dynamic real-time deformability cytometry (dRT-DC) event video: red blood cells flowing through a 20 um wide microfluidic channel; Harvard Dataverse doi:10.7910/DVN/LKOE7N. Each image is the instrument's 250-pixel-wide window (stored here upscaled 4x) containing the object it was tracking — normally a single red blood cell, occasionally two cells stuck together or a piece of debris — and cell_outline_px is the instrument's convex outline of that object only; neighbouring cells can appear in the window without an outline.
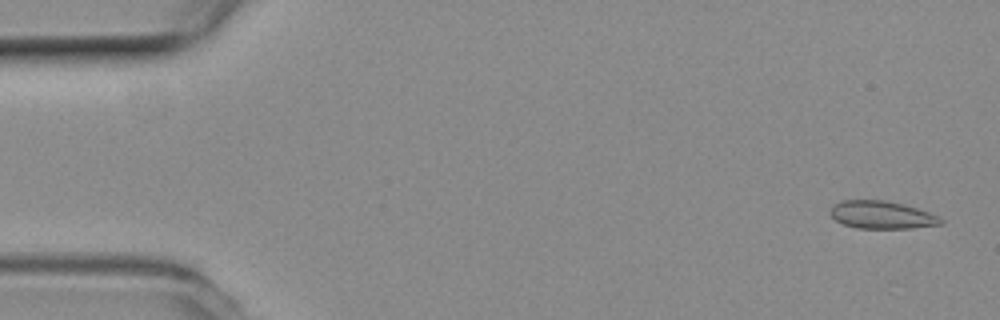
{"species": "common noctule bat (a hibernating species)", "species_latin": "Nyctalus noctula", "temperature_condition": "room temperature", "stored_images_in_passage": 6, "camera_frame_rate_fps": 3000, "um_per_image_px": 0.085, "animal": {"sex": "female", "body_mass_g": 19.3, "forearm_length_mm": 54.1}, "frame": {"image": 1, "passage_image": 1, "time_ms": 0.0, "image_size_px": [1000, 320], "cell_outline_px": [[944, 224], [912, 228], [856, 228], [844, 224], [836, 220], [828, 212], [832, 204], [840, 200], [884, 200], [904, 204], [940, 216], [944, 220]], "centroid_in_image_um": [74.94, 18.26], "position_along_channel_um": 10.1, "area_um2": 18.03}}
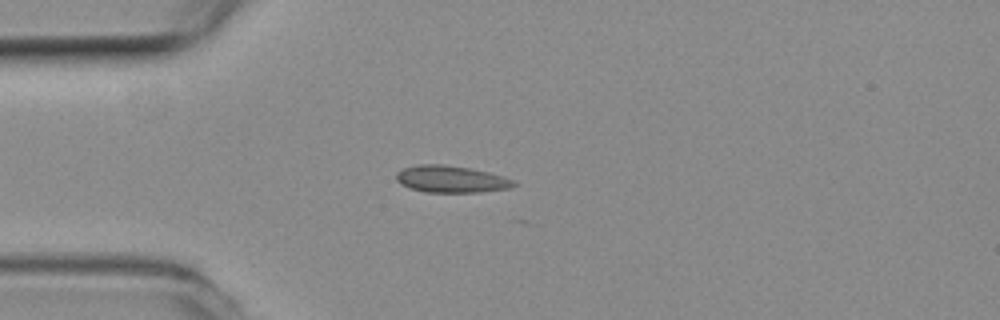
{"frame": {"image": 2, "passage_image": 4, "time_ms": 1.0, "image_size_px": [1000, 320], "cell_outline_px": [[520, 184], [508, 188], [480, 192], [424, 192], [400, 184], [396, 180], [396, 172], [404, 168], [416, 164], [444, 164], [468, 168], [488, 172], [504, 176]], "centroid_in_image_um": [38.33, 15.22], "position_along_channel_um": 46.7, "area_um2": 18.44}}
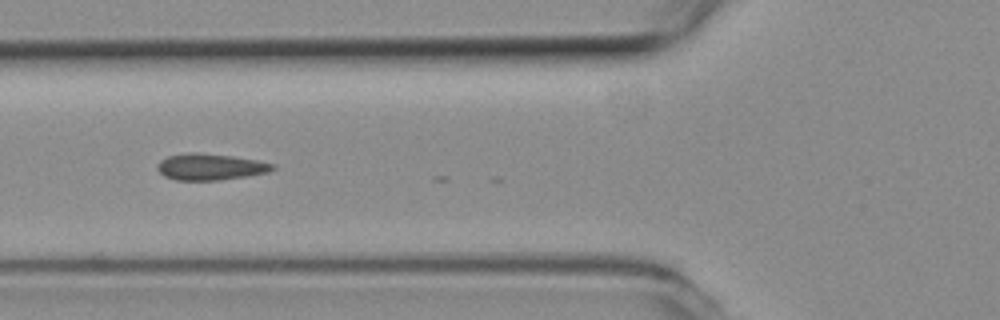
{"frame": {"image": 3, "passage_image": 6, "time_ms": 1.667, "image_size_px": [1000, 320], "cell_outline_px": [[276, 168], [268, 172], [248, 176], [220, 180], [176, 180], [164, 176], [156, 168], [160, 160], [168, 156], [192, 152], [196, 152], [232, 156], [256, 160], [272, 164]], "centroid_in_image_um": [17.86, 14.18], "position_along_channel_um": 107.9, "area_um2": 17.63}}